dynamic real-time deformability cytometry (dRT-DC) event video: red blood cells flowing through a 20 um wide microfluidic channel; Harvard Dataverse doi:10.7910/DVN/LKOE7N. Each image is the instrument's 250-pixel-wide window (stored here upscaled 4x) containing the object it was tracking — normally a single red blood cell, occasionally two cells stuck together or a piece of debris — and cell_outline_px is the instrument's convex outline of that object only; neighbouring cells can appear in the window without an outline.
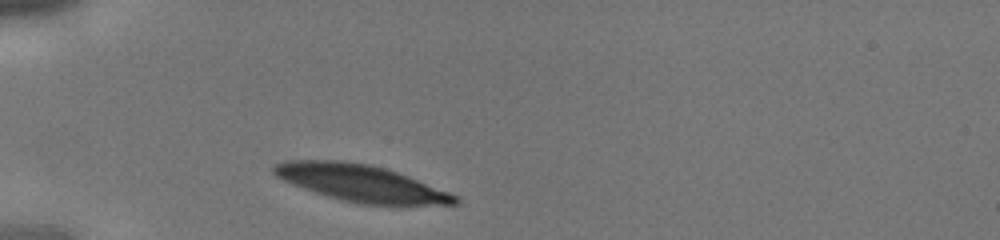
{"species": "human", "species_latin": "Homo sapiens", "temperature_condition": "cold", "stored_images_in_passage": 1, "camera_frame_rate_fps": 3000, "um_per_image_px": 0.085, "donor": {"sex": "male"}, "frame": {"image": 1, "passage_image": 1, "time_ms": 0.0, "image_size_px": [1000, 240], "cell_outline_px": [[460, 204], [360, 204], [328, 196], [292, 184], [276, 176], [272, 172], [272, 168], [276, 164], [284, 160], [340, 160], [368, 164], [384, 168], [408, 176], [460, 196]], "centroid_in_image_um": [30.68, 15.55], "position_along_channel_um": 54.3, "area_um2": 38.32}}